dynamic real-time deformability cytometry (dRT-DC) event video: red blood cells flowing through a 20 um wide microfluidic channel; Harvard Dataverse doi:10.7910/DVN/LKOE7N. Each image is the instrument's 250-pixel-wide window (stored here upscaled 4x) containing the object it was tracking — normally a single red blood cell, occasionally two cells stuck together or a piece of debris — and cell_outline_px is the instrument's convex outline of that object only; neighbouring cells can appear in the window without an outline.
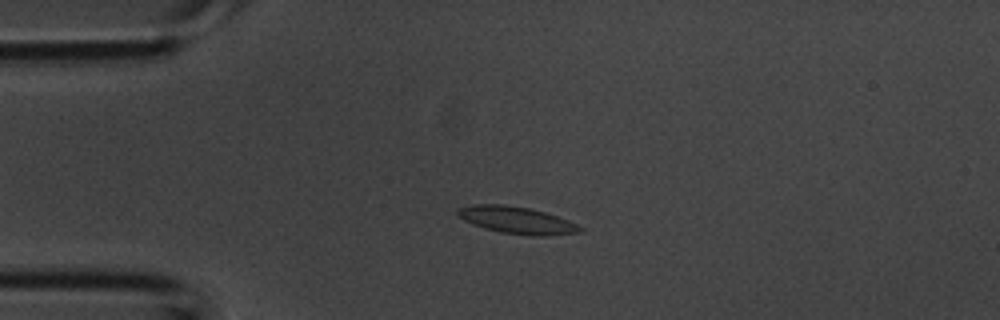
{"species": "common noctule bat (a hibernating species)", "species_latin": "Nyctalus noctula", "temperature_condition": "room temperature", "stored_images_in_passage": 41, "camera_frame_rate_fps": 3000, "um_per_image_px": 0.085, "animal": {"sex": "male", "body_mass_g": 20.1, "forearm_length_mm": 53.5}, "frame": {"image": 1, "passage_image": 9, "time_ms": 2.667, "image_size_px": [1000, 320], "cell_outline_px": [[584, 228], [580, 232], [544, 236], [532, 236], [500, 232], [484, 228], [472, 224], [456, 216], [456, 208], [472, 204], [504, 204], [528, 208], [544, 212], [568, 220]], "centroid_in_image_um": [43.86, 18.71], "position_along_channel_um": 41.1, "area_um2": 19.36}}
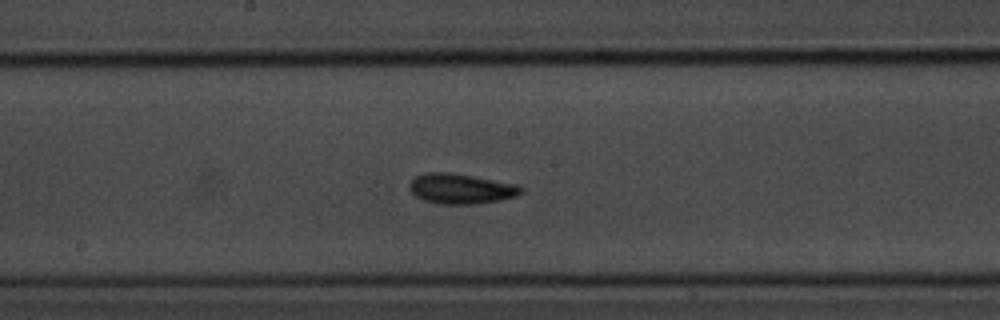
{"frame": {"image": 2, "passage_image": 21, "time_ms": 6.667, "image_size_px": [1000, 320], "cell_outline_px": [[524, 188], [516, 196], [476, 204], [440, 204], [424, 200], [416, 196], [408, 188], [408, 184], [416, 176], [428, 172], [448, 172], [472, 176], [516, 184]], "centroid_in_image_um": [39.13, 16.04], "position_along_channel_um": 209.1, "area_um2": 19.36}}
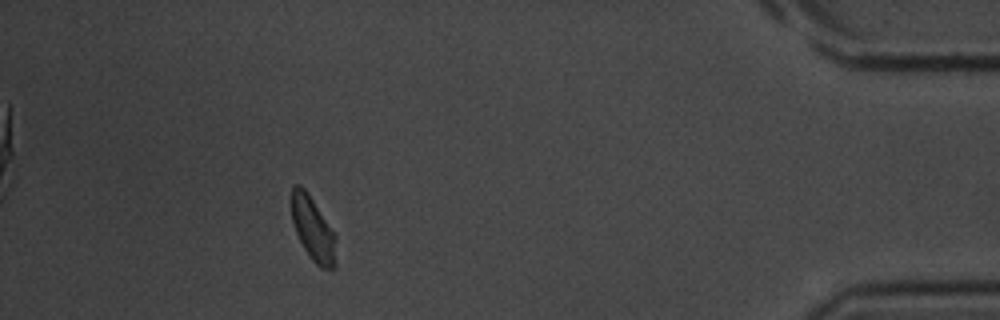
{"frame": {"image": 3, "passage_image": 37, "time_ms": 12.0, "image_size_px": [1000, 320], "cell_outline_px": [[336, 264], [332, 272], [320, 268], [312, 260], [304, 248], [296, 232], [292, 220], [292, 184], [300, 184], [308, 192], [336, 236]], "centroid_in_image_um": [26.63, 19.5], "position_along_channel_um": 408.6, "area_um2": 16.7}}